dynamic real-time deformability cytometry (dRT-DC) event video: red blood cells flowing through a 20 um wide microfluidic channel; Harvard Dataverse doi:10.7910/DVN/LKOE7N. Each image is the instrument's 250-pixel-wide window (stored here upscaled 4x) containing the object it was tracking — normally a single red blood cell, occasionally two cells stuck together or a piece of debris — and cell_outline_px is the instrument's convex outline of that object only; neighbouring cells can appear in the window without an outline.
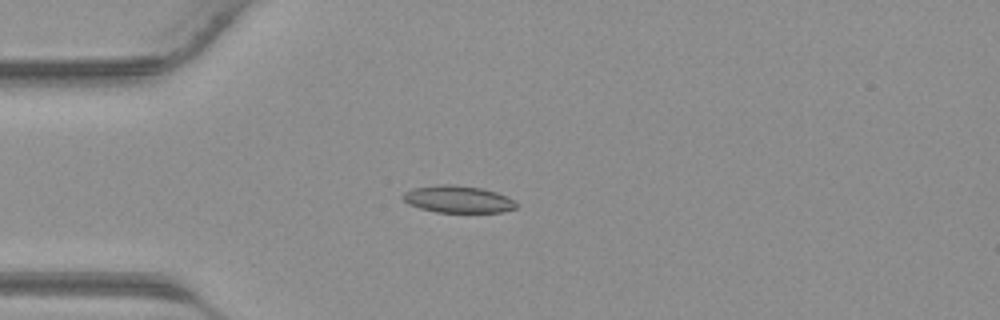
{"species": "common noctule bat (a hibernating species)", "species_latin": "Nyctalus noctula", "temperature_condition": "warm", "stored_images_in_passage": 31, "camera_frame_rate_fps": 3000, "um_per_image_px": 0.085, "animal": {"sex": "male", "body_mass_g": 23.1, "forearm_length_mm": 52.7}, "frame": {"image": 1, "passage_image": 1, "time_ms": 0.0, "image_size_px": [1000, 320], "cell_outline_px": [[516, 208], [504, 212], [436, 212], [420, 208], [408, 204], [400, 196], [404, 192], [412, 188], [440, 184], [452, 184], [480, 188], [496, 192], [516, 200]], "centroid_in_image_um": [38.91, 16.93], "position_along_channel_um": 46.1, "area_um2": 17.98}}
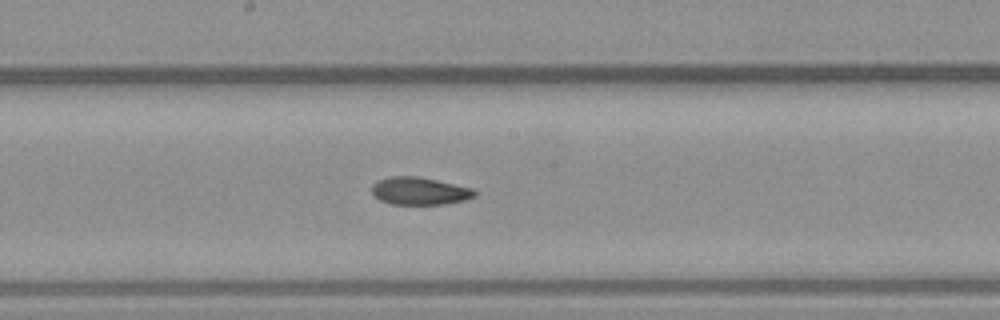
{"frame": {"image": 2, "passage_image": 12, "time_ms": 3.667, "image_size_px": [1000, 320], "cell_outline_px": [[476, 196], [464, 200], [444, 204], [388, 204], [380, 200], [372, 192], [372, 184], [388, 176], [416, 176], [436, 180], [472, 188], [476, 192]], "centroid_in_image_um": [35.65, 16.24], "position_along_channel_um": 212.6, "area_um2": 16.42}}
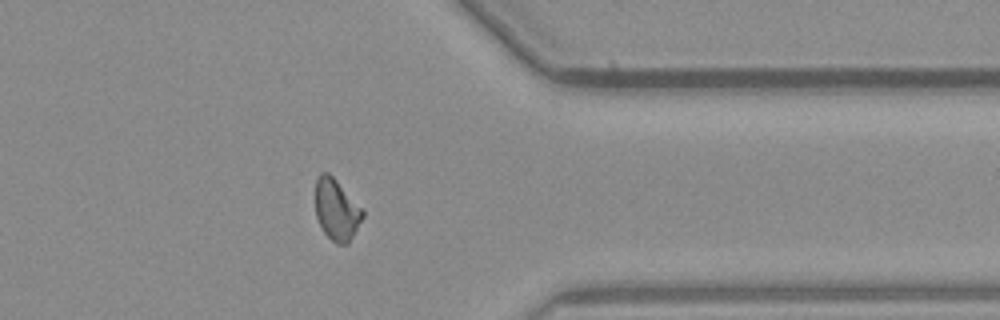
{"frame": {"image": 3, "passage_image": 23, "time_ms": 7.333, "image_size_px": [1000, 320], "cell_outline_px": [[364, 216], [348, 244], [336, 244], [324, 232], [316, 216], [316, 180], [320, 172], [328, 172], [364, 208]], "centroid_in_image_um": [28.63, 17.82], "position_along_channel_um": 382.8, "area_um2": 16.88}}